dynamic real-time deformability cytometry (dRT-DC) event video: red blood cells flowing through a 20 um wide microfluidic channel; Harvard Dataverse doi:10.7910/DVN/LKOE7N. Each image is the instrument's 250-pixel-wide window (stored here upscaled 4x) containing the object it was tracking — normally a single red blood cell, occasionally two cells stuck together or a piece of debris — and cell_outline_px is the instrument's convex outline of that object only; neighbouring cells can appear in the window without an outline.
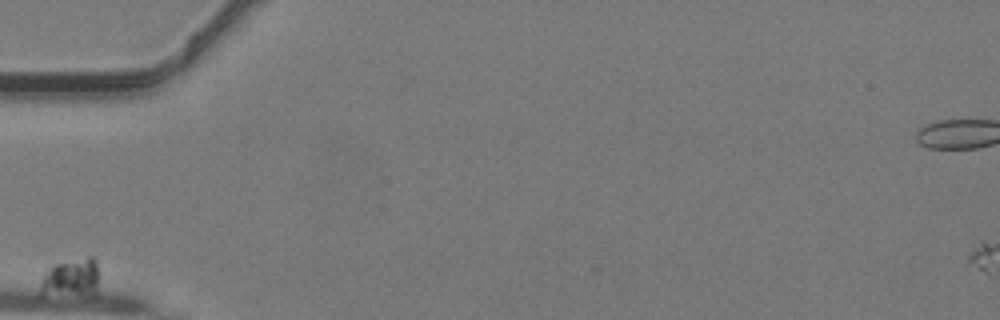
{"species": "common noctule bat (a hibernating species)", "species_latin": "Nyctalus noctula", "temperature_condition": "warm", "stored_images_in_passage": 22, "camera_frame_rate_fps": 3000, "um_per_image_px": 0.085, "animal": {"sex": "male", "body_mass_g": 19.2, "forearm_length_mm": 51.8}, "frame": {"image": 1, "passage_image": 1, "time_ms": 0.0, "image_size_px": [1000, 320], "cell_outline_px": [[96, 296], [40, 296], [40, 288], [44, 272], [52, 264], [88, 256], [92, 256], [96, 260]], "centroid_in_image_um": [6.0, 23.67], "position_along_channel_um": 79.0, "area_um2": 13.7}}
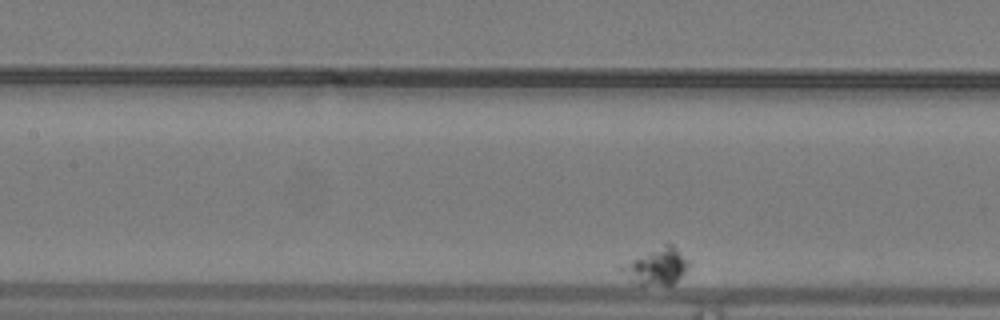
{"frame": {"image": 2, "passage_image": 10, "time_ms": 3.0, "image_size_px": [1000, 320], "cell_outline_px": [[688, 264], [684, 272], [672, 284], [640, 284], [616, 268], [664, 244], [672, 244], [676, 248]], "centroid_in_image_um": [55.79, 22.64], "position_along_channel_um": 151.6, "area_um2": 13.18}}
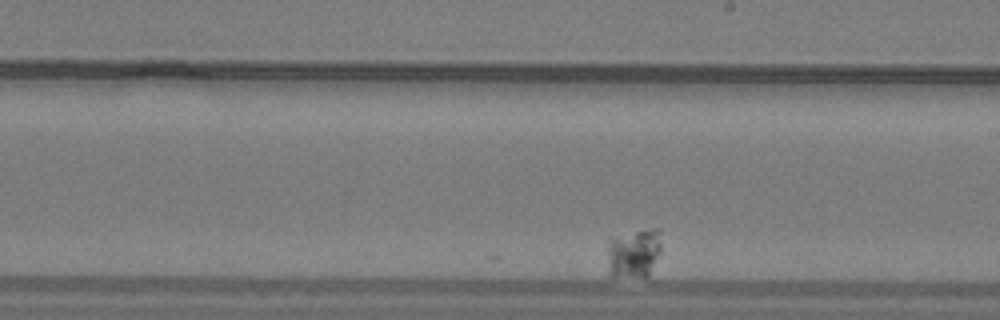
{"frame": {"image": 3, "passage_image": 19, "time_ms": 6.0, "image_size_px": [1000, 320], "cell_outline_px": [[660, 252], [648, 276], [608, 276], [608, 240], [636, 232], [652, 228], [660, 228]], "centroid_in_image_um": [53.88, 21.53], "position_along_channel_um": 235.1, "area_um2": 15.14}}